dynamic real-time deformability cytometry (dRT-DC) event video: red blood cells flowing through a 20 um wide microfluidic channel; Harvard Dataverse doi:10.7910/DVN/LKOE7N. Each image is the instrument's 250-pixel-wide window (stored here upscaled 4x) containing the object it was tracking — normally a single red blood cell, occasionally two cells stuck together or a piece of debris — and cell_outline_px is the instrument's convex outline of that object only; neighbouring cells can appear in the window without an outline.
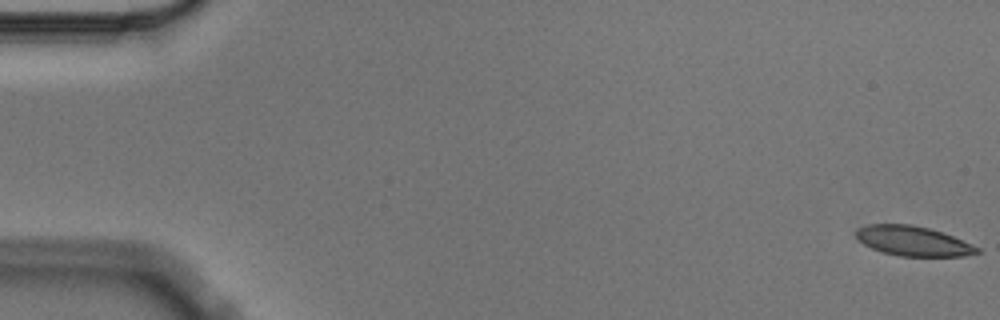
{"species": "Egyptian fruit bat (a non-hibernating species)", "species_latin": "Rousettus aegyptiacus", "temperature_condition": "cold", "stored_images_in_passage": 6, "camera_frame_rate_fps": 3000, "um_per_image_px": 0.085, "animal": {"sex": "male"}, "frame": {"image": 1, "passage_image": 1, "time_ms": 0.0, "image_size_px": [1000, 320], "cell_outline_px": [[984, 252], [964, 256], [900, 256], [884, 252], [872, 248], [864, 244], [856, 236], [856, 228], [868, 224], [912, 224], [928, 228], [952, 236], [972, 244], [980, 248]], "centroid_in_image_um": [77.64, 20.48], "position_along_channel_um": 7.4, "area_um2": 20.92}}
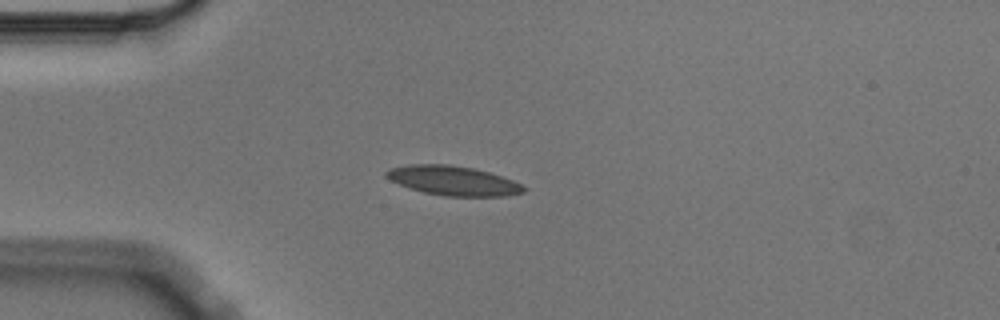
{"frame": {"image": 2, "passage_image": 5, "time_ms": 1.333, "image_size_px": [1000, 320], "cell_outline_px": [[524, 192], [508, 196], [444, 196], [424, 192], [408, 188], [384, 176], [384, 172], [392, 168], [408, 164], [448, 164], [472, 168], [488, 172], [512, 180], [520, 184], [524, 188]], "centroid_in_image_um": [38.49, 15.36], "position_along_channel_um": 46.5, "area_um2": 23.35}}
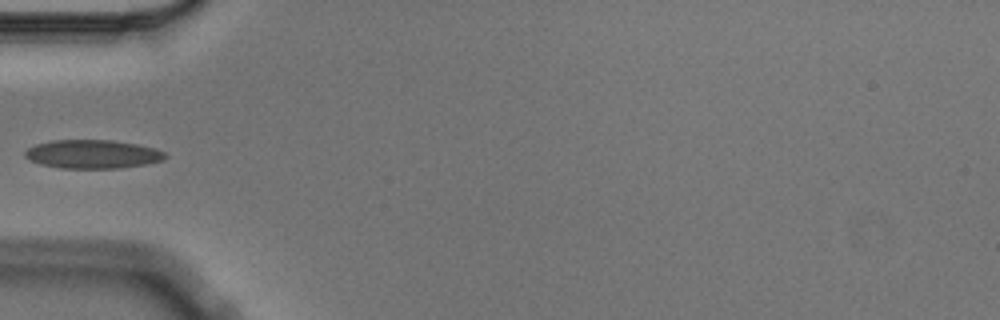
{"frame": {"image": 3, "passage_image": 6, "time_ms": 1.667, "image_size_px": [1000, 320], "cell_outline_px": [[168, 156], [164, 160], [144, 164], [120, 168], [60, 168], [40, 164], [28, 160], [24, 156], [24, 152], [28, 148], [36, 144], [52, 140], [112, 140], [136, 144], [156, 148], [164, 152]], "centroid_in_image_um": [7.86, 13.1], "position_along_channel_um": 77.1, "area_um2": 23.47}}